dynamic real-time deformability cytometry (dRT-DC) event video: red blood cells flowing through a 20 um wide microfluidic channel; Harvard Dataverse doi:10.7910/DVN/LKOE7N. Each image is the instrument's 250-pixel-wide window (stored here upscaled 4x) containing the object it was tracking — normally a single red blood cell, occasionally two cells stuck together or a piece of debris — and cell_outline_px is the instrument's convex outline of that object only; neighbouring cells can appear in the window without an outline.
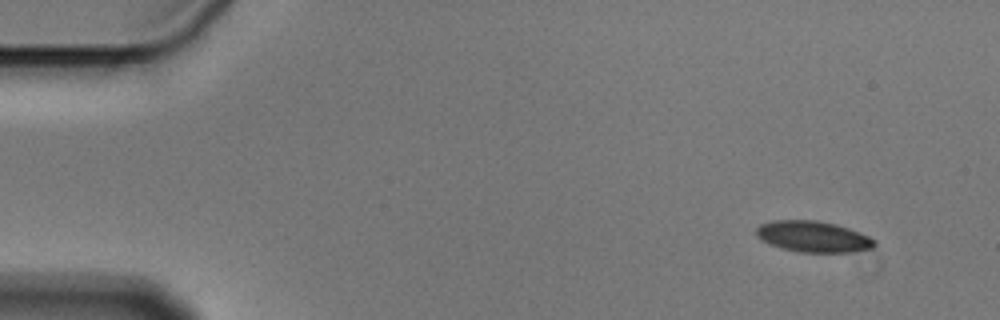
{"species": "Egyptian fruit bat (a non-hibernating species)", "species_latin": "Rousettus aegyptiacus", "temperature_condition": "cold", "stored_images_in_passage": 5, "camera_frame_rate_fps": 3000, "um_per_image_px": 0.085, "animal": {"sex": "male"}, "frame": {"image": 1, "passage_image": 1, "time_ms": 0.0, "image_size_px": [1000, 320], "cell_outline_px": [[876, 244], [872, 248], [852, 252], [800, 252], [780, 248], [760, 240], [756, 236], [756, 228], [760, 224], [772, 220], [816, 220], [836, 224], [860, 232], [876, 240]], "centroid_in_image_um": [69.1, 20.11], "position_along_channel_um": 15.9, "area_um2": 21.56}}